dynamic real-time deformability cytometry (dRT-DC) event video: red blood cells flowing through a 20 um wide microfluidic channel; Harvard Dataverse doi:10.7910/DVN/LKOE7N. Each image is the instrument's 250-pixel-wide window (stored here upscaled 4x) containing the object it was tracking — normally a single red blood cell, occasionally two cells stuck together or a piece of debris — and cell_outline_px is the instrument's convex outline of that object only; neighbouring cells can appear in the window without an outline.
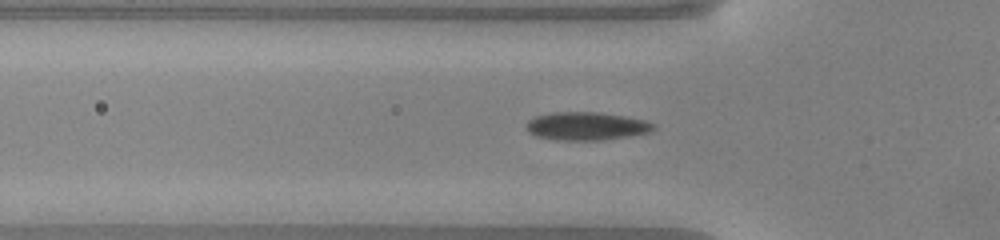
{"species": "common noctule bat (a hibernating species)", "species_latin": "Nyctalus noctula", "temperature_condition": "warm", "stored_images_in_passage": 35, "camera_frame_rate_fps": 3000, "um_per_image_px": 0.085, "animal": {"sex": "male", "body_mass_g": 20.0, "forearm_length_mm": 53.3}, "frame": {"image": 1, "passage_image": 5, "time_ms": 1.333, "image_size_px": [1000, 240], "cell_outline_px": [[656, 128], [648, 132], [600, 140], [556, 140], [536, 136], [528, 132], [528, 120], [536, 116], [552, 112], [600, 112], [624, 116], [644, 120], [656, 124]], "centroid_in_image_um": [49.83, 10.71], "position_along_channel_um": 76.0, "area_um2": 20.63}}
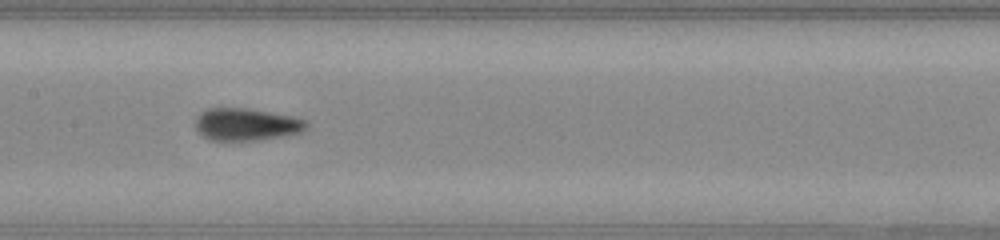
{"frame": {"image": 2, "passage_image": 13, "time_ms": 4.0, "image_size_px": [1000, 240], "cell_outline_px": [[308, 124], [300, 132], [280, 136], [256, 140], [212, 140], [204, 136], [196, 128], [196, 116], [200, 112], [208, 108], [248, 108], [292, 116], [304, 120]], "centroid_in_image_um": [20.9, 10.56], "position_along_channel_um": 186.5, "area_um2": 20.58}}
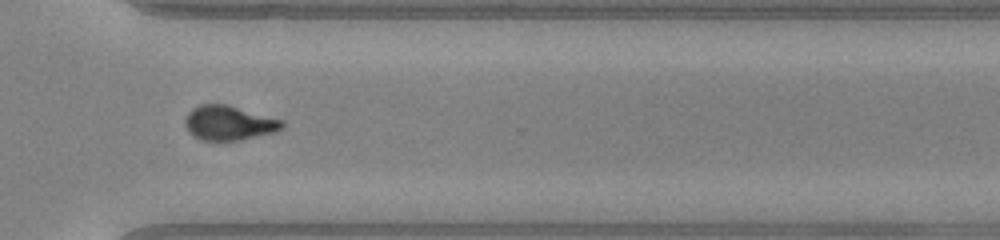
{"frame": {"image": 3, "passage_image": 25, "time_ms": 8.0, "image_size_px": [1000, 240], "cell_outline_px": [[284, 128], [276, 132], [240, 140], [204, 140], [188, 132], [184, 124], [184, 120], [188, 112], [192, 108], [200, 104], [228, 104], [284, 120]], "centroid_in_image_um": [19.48, 10.43], "position_along_channel_um": 351.1, "area_um2": 19.71}, "authors_computed_cell_mechanics": {"area_um2": 20.2878, "velocity_mm_per_s": 4.1148, "shape_relaxation_time_tau1_ms": 3.8498, "shape_relaxation_time_tau2_ms": 1.3499, "deformation_change_tau1": 0.1517, "deformation_change_tau2": 0.0385}}